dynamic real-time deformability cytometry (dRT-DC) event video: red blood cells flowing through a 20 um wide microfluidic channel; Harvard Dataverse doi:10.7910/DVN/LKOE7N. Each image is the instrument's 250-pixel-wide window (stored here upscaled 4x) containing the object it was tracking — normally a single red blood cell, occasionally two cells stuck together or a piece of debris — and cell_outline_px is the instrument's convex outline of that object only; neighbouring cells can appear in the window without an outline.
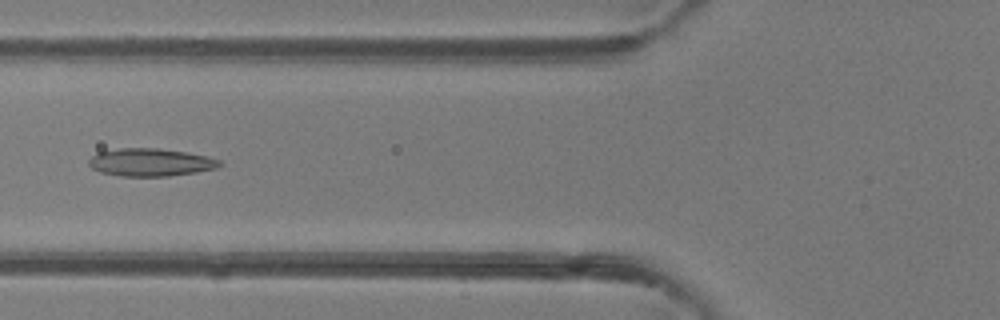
{"species": "common noctule bat (a hibernating species)", "species_latin": "Nyctalus noctula", "temperature_condition": "room temperature", "stored_images_in_passage": 47, "camera_frame_rate_fps": 3000, "um_per_image_px": 0.085, "animal": {"sex": "female"}, "frame": {"image": 1, "passage_image": 18, "time_ms": 5.667, "image_size_px": [1000, 320], "cell_outline_px": [[220, 164], [216, 168], [196, 172], [168, 176], [120, 176], [100, 172], [92, 168], [88, 164], [88, 160], [92, 156], [100, 152], [120, 148], [160, 148], [188, 152], [208, 156], [220, 160]], "centroid_in_image_um": [12.79, 13.79], "position_along_channel_um": 113.0, "area_um2": 21.15}}
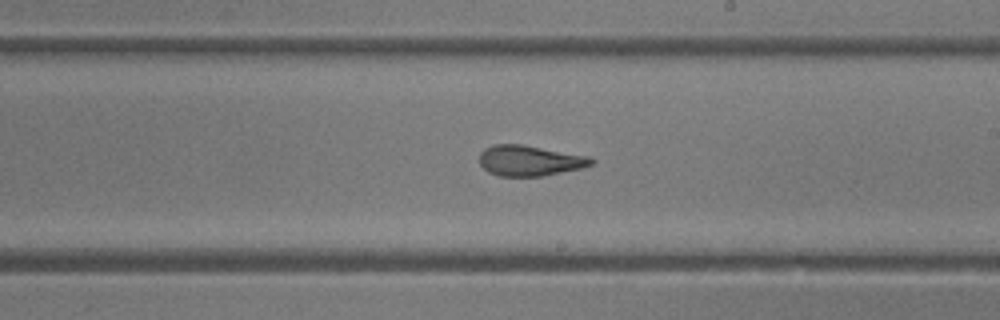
{"frame": {"image": 2, "passage_image": 27, "time_ms": 8.667, "image_size_px": [1000, 320], "cell_outline_px": [[596, 164], [584, 168], [544, 176], [496, 176], [488, 172], [480, 164], [480, 152], [484, 148], [492, 144], [524, 144], [588, 156], [596, 160]], "centroid_in_image_um": [45.06, 13.65], "position_along_channel_um": 243.9, "area_um2": 20.35}}
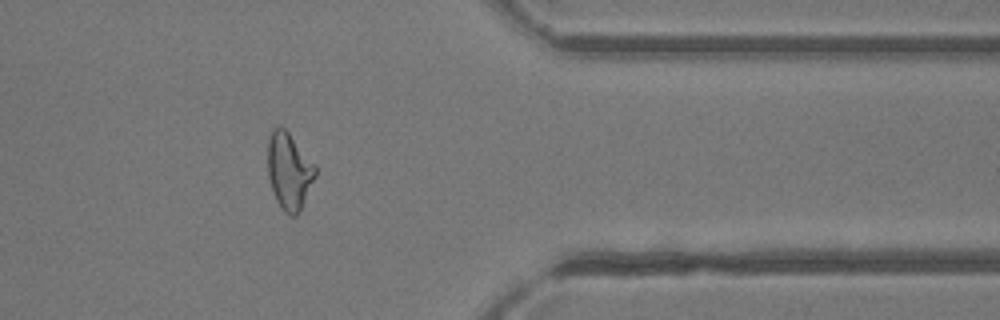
{"frame": {"image": 3, "passage_image": 38, "time_ms": 12.333, "image_size_px": [1000, 320], "cell_outline_px": [[316, 176], [300, 212], [296, 216], [292, 216], [284, 212], [276, 200], [268, 176], [268, 140], [272, 128], [280, 124], [288, 132], [316, 164]], "centroid_in_image_um": [24.59, 14.53], "position_along_channel_um": 386.8, "area_um2": 21.5}, "authors_computed_cell_mechanics": {"area_um2": 21.9062, "velocity_mm_per_s": 4.3582, "shape_relaxation_time_tau1_ms": 11.0572, "shape_relaxation_time_tau2_ms": 1.4238, "deformation_change_tau1": 0.2762, "deformation_change_tau2": 0.102}}